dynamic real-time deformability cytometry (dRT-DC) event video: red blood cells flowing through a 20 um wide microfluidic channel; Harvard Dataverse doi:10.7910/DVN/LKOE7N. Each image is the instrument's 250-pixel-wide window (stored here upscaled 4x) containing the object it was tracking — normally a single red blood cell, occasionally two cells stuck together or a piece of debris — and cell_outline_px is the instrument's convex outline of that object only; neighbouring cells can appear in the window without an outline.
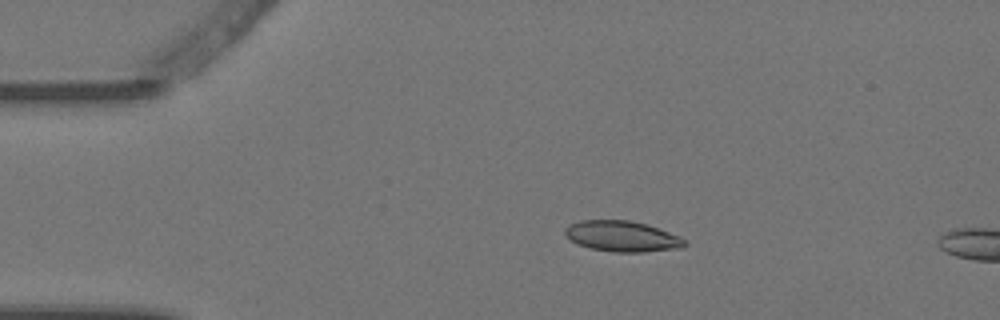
{"species": "Egyptian fruit bat (a non-hibernating species)", "species_latin": "Rousettus aegyptiacus", "temperature_condition": "warm", "stored_images_in_passage": 5, "camera_frame_rate_fps": 3000, "um_per_image_px": 0.085, "animal": {"sex": "female"}, "frame": {"image": 1, "passage_image": 3, "time_ms": 0.667, "image_size_px": [1000, 320], "cell_outline_px": [[688, 244], [680, 248], [644, 252], [612, 252], [592, 248], [580, 244], [564, 236], [564, 228], [580, 220], [632, 220], [648, 224], [680, 236]], "centroid_in_image_um": [52.9, 20.07], "position_along_channel_um": 32.1, "area_um2": 21.44}}